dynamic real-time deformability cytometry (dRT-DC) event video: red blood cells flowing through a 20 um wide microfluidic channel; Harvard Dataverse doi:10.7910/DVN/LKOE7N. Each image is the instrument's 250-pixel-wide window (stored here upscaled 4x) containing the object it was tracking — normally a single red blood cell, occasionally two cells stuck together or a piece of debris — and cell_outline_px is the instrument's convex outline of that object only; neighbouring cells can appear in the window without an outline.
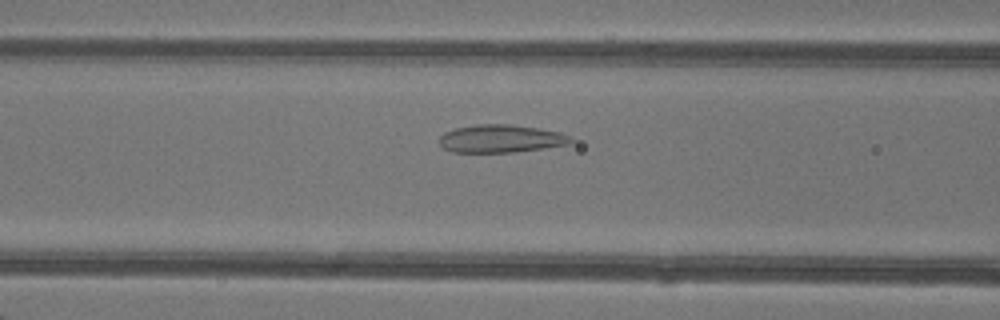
{"species": "common noctule bat (a hibernating species)", "species_latin": "Nyctalus noctula", "temperature_condition": "warm", "stored_images_in_passage": 30, "camera_frame_rate_fps": 3000, "um_per_image_px": 0.085, "animal": {"sex": "female"}, "frame": {"image": 1, "passage_image": 10, "time_ms": 3.0, "image_size_px": [1000, 320], "cell_outline_px": [[576, 140], [572, 144], [512, 152], [452, 152], [444, 148], [440, 144], [440, 136], [444, 132], [456, 128], [476, 124], [508, 124], [536, 128], [560, 132]], "centroid_in_image_um": [42.58, 11.78], "position_along_channel_um": 124.0, "area_um2": 21.27}}
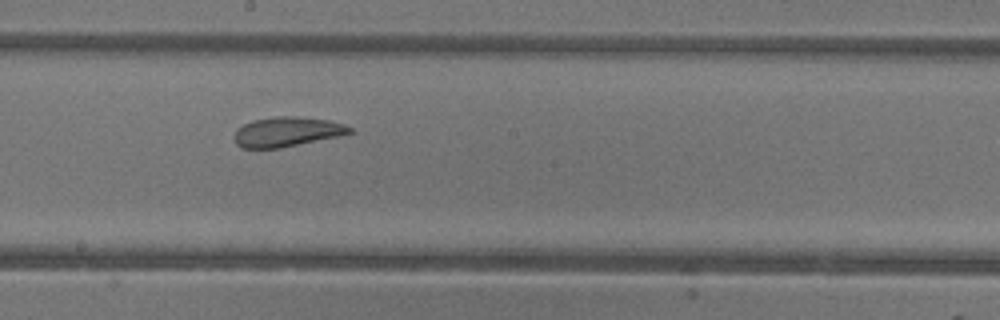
{"frame": {"image": 2, "passage_image": 17, "time_ms": 5.333, "image_size_px": [1000, 320], "cell_outline_px": [[356, 132], [280, 148], [240, 148], [236, 144], [236, 128], [252, 120], [280, 116], [296, 116], [328, 120], [344, 124], [352, 128]], "centroid_in_image_um": [24.4, 11.2], "position_along_channel_um": 223.8, "area_um2": 19.83}}
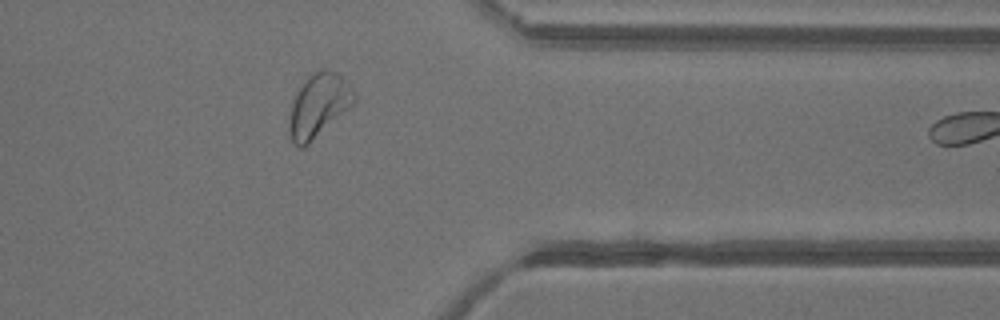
{"frame": {"image": 3, "passage_image": 29, "time_ms": 9.333, "image_size_px": [1000, 320], "cell_outline_px": [[356, 100], [348, 108], [304, 148], [300, 148], [292, 140], [288, 132], [288, 120], [292, 100], [308, 76], [324, 68], [328, 68], [336, 72], [352, 88], [356, 96]], "centroid_in_image_um": [27.05, 8.97], "position_along_channel_um": 384.4, "area_um2": 23.64}}